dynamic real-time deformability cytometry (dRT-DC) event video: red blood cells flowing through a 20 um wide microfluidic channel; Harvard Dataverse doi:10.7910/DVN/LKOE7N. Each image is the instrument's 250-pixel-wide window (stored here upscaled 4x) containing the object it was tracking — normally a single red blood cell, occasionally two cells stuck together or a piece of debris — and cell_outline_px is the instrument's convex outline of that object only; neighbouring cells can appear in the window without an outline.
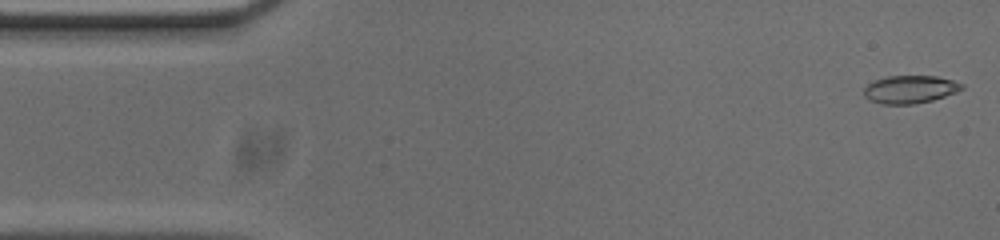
{"species": "common noctule bat (a hibernating species)", "species_latin": "Nyctalus noctula", "temperature_condition": "cold", "stored_images_in_passage": 53, "camera_frame_rate_fps": 3000, "um_per_image_px": 0.085, "animal": {"sex": "male", "body_mass_g": 20.0, "forearm_length_mm": 53.3}, "frame": {"image": 1, "passage_image": 1, "time_ms": 0.0, "image_size_px": [1000, 240], "cell_outline_px": [[964, 88], [956, 92], [932, 100], [916, 104], [880, 104], [868, 100], [864, 96], [864, 88], [872, 80], [888, 76], [936, 76], [952, 80], [964, 84]], "centroid_in_image_um": [77.32, 7.6], "position_along_channel_um": 7.7, "area_um2": 16.01}}
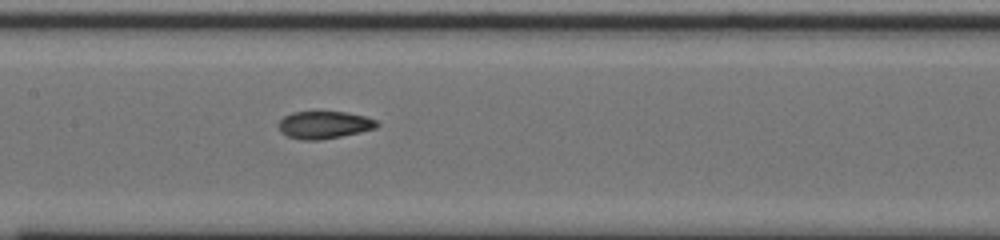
{"frame": {"image": 2, "passage_image": 24, "time_ms": 7.667, "image_size_px": [1000, 240], "cell_outline_px": [[380, 124], [376, 128], [360, 132], [320, 140], [300, 140], [288, 136], [280, 132], [280, 120], [284, 116], [292, 112], [348, 112], [364, 116], [376, 120]], "centroid_in_image_um": [27.57, 10.61], "position_along_channel_um": 179.8, "area_um2": 15.66}}
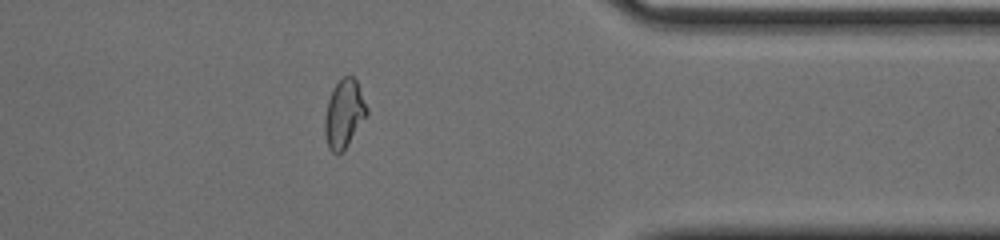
{"frame": {"image": 3, "passage_image": 42, "time_ms": 13.667, "image_size_px": [1000, 240], "cell_outline_px": [[368, 112], [344, 148], [340, 152], [332, 152], [328, 148], [324, 132], [324, 116], [328, 100], [332, 88], [344, 76], [352, 76], [356, 80], [368, 108]], "centroid_in_image_um": [29.21, 9.63], "position_along_channel_um": 382.2, "area_um2": 16.3}, "authors_computed_cell_mechanics": {"area_um2": 16.2996, "velocity_mm_per_s": 3.7128, "shape_relaxation_time_tau1_ms": 10.2535, "shape_relaxation_time_tau2_ms": 3.1832, "deformation_change_tau1": 0.2112, "deformation_change_tau2": 0.082}}